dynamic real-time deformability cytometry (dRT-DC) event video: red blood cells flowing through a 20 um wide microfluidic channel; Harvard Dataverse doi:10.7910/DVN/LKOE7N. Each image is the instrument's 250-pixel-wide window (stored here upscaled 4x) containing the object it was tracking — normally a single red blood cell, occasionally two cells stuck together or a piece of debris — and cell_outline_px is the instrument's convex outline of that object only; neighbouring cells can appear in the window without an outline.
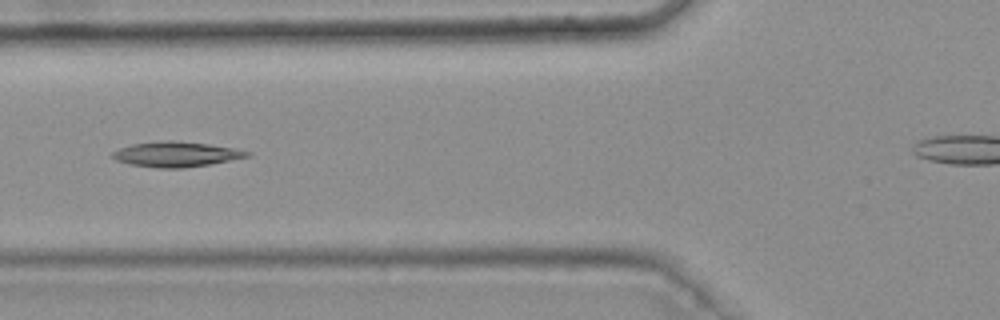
{"species": "common noctule bat (a hibernating species)", "species_latin": "Nyctalus noctula", "temperature_condition": "warm", "stored_images_in_passage": 40, "camera_frame_rate_fps": 3000, "um_per_image_px": 0.085, "animal": {"sex": "female", "body_mass_g": 25.1}, "frame": {"image": 1, "passage_image": 12, "time_ms": 3.667, "image_size_px": [1000, 320], "cell_outline_px": [[252, 156], [208, 164], [184, 168], [156, 168], [132, 164], [116, 160], [112, 156], [112, 152], [120, 148], [132, 144], [168, 140], [176, 140], [208, 144], [232, 148], [252, 152]], "centroid_in_image_um": [14.99, 13.11], "position_along_channel_um": 110.8, "area_um2": 19.54}}